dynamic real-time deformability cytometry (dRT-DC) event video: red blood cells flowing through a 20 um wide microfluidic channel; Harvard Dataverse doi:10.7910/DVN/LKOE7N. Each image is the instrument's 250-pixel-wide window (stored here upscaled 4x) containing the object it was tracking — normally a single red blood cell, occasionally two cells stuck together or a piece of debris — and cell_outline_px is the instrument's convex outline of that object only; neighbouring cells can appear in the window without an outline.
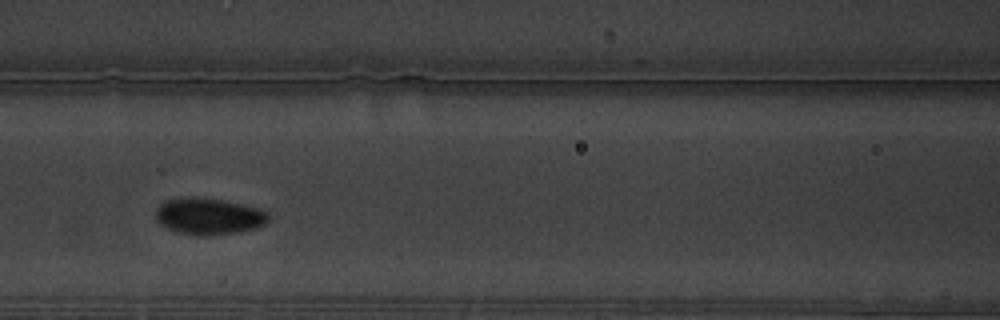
{"species": "common noctule bat (a hibernating species)", "species_latin": "Nyctalus noctula", "temperature_condition": "warm", "stored_images_in_passage": 49, "camera_frame_rate_fps": 3000, "um_per_image_px": 0.085, "animal": {"sex": "male", "body_mass_g": 19.5, "forearm_length_mm": 54.6}, "frame": {"image": 1, "passage_image": 15, "time_ms": 4.667, "image_size_px": [1000, 320], "cell_outline_px": [[268, 220], [264, 224], [256, 228], [236, 232], [208, 236], [200, 236], [176, 232], [160, 224], [156, 220], [156, 208], [164, 200], [192, 196], [224, 200], [244, 204], [260, 208], [268, 212]], "centroid_in_image_um": [17.73, 18.37], "position_along_channel_um": 148.9, "area_um2": 24.28}}
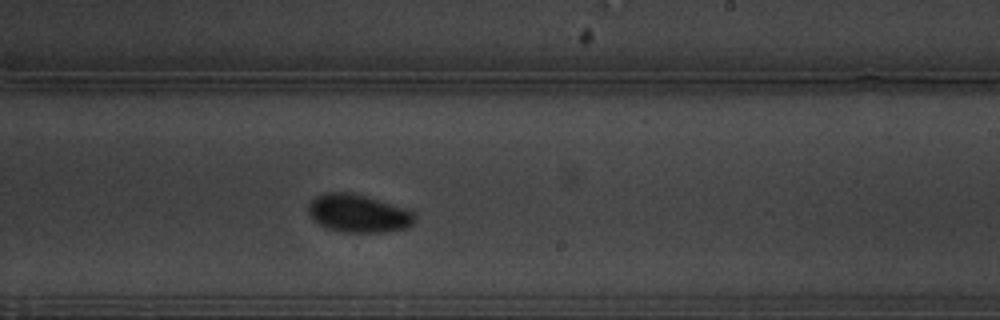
{"frame": {"image": 2, "passage_image": 25, "time_ms": 8.0, "image_size_px": [1000, 320], "cell_outline_px": [[416, 220], [412, 224], [404, 228], [388, 232], [340, 232], [328, 228], [312, 220], [308, 212], [308, 204], [316, 196], [328, 192], [348, 192], [364, 196], [404, 208], [416, 212]], "centroid_in_image_um": [30.45, 18.15], "position_along_channel_um": 258.6, "area_um2": 23.47}}
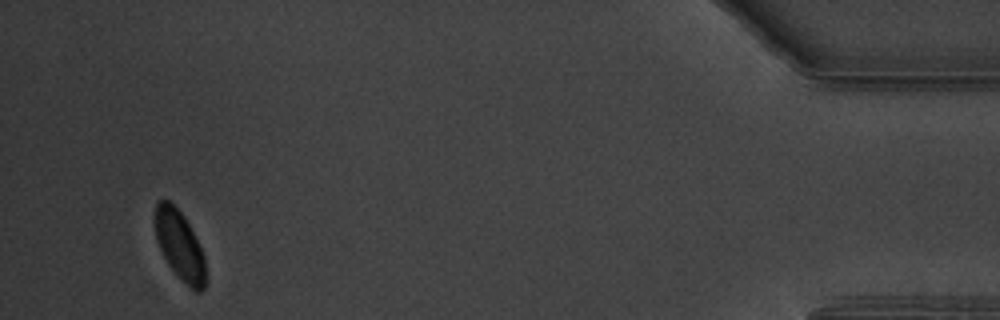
{"frame": {"image": 3, "passage_image": 46, "time_ms": 15.0, "image_size_px": [1000, 320], "cell_outline_px": [[204, 288], [200, 292], [196, 292], [180, 280], [168, 264], [156, 240], [156, 204], [160, 200], [168, 200], [184, 216], [204, 256]], "centroid_in_image_um": [15.26, 20.89], "position_along_channel_um": 419.9, "area_um2": 19.77}}